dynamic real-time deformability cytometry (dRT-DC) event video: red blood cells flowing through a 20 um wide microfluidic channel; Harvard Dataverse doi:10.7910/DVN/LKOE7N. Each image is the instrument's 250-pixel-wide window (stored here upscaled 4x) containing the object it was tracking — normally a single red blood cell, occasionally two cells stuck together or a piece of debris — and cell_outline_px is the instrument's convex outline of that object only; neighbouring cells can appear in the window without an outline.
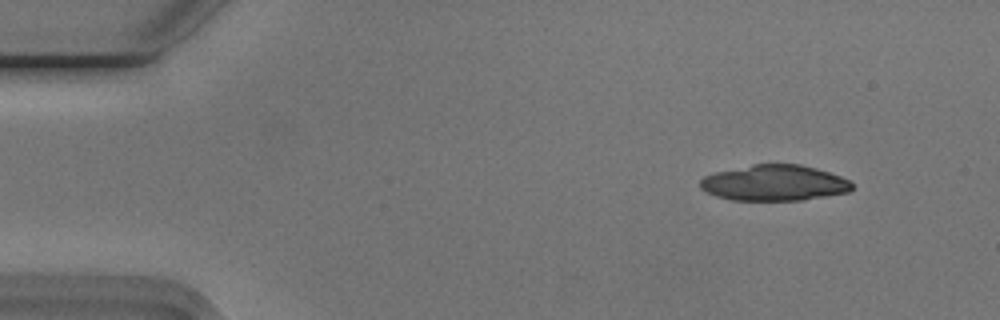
{"species": "Egyptian fruit bat (a non-hibernating species)", "species_latin": "Rousettus aegyptiacus", "temperature_condition": "cold", "stored_images_in_passage": 22, "camera_frame_rate_fps": 3000, "um_per_image_px": 0.085, "animal": {"sex": "male"}, "frame": {"image": 1, "passage_image": 5, "time_ms": 1.333, "image_size_px": [1000, 320], "cell_outline_px": [[852, 188], [848, 192], [800, 200], [732, 200], [716, 196], [700, 188], [700, 180], [704, 176], [716, 172], [752, 164], [800, 164], [816, 168], [840, 176], [848, 180], [852, 184]], "centroid_in_image_um": [65.79, 15.54], "position_along_channel_um": 19.2, "area_um2": 31.44}}